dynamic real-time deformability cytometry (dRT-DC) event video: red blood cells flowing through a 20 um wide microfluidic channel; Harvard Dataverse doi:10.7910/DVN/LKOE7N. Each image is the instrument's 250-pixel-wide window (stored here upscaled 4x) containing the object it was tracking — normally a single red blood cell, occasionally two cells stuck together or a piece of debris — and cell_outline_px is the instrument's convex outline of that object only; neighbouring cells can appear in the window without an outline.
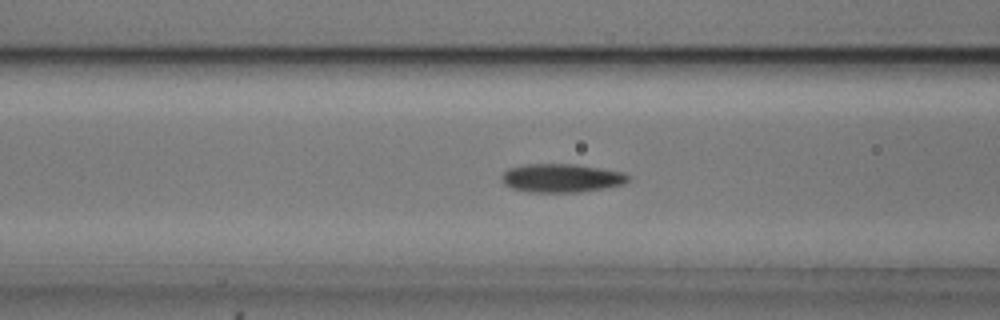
{"species": "common noctule bat (a hibernating species)", "species_latin": "Nyctalus noctula", "temperature_condition": "cold", "stored_images_in_passage": 54, "camera_frame_rate_fps": 3000, "um_per_image_px": 0.085, "animal": {"sex": "male", "body_mass_g": 20.5, "forearm_length_mm": 52.5}, "frame": {"image": 1, "passage_image": 21, "time_ms": 6.667, "image_size_px": [1000, 320], "cell_outline_px": [[628, 180], [624, 184], [580, 192], [528, 192], [512, 188], [504, 184], [500, 176], [508, 168], [524, 164], [576, 164], [624, 172], [628, 176]], "centroid_in_image_um": [47.69, 15.13], "position_along_channel_um": 118.9, "area_um2": 21.04}}
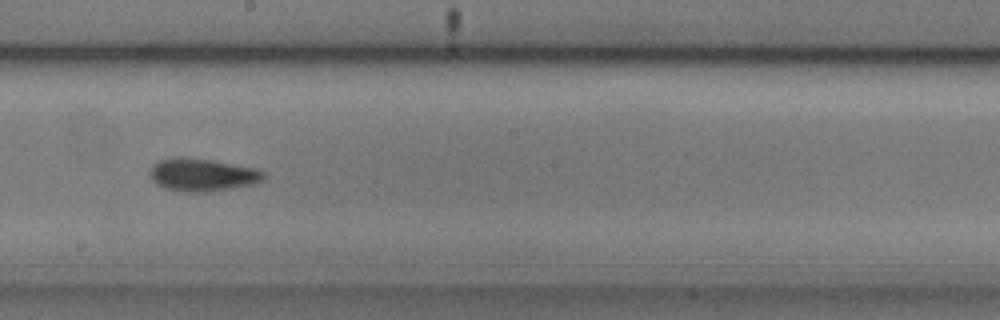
{"frame": {"image": 2, "passage_image": 30, "time_ms": 9.667, "image_size_px": [1000, 320], "cell_outline_px": [[264, 176], [260, 180], [252, 184], [208, 192], [184, 192], [164, 188], [156, 184], [152, 180], [148, 172], [152, 164], [160, 160], [176, 156], [188, 156], [212, 160], [256, 168], [264, 172]], "centroid_in_image_um": [17.12, 14.84], "position_along_channel_um": 231.1, "area_um2": 21.91}}
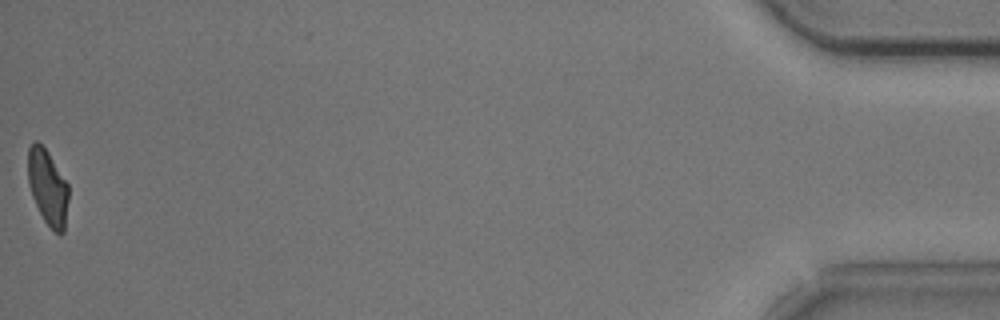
{"frame": {"image": 3, "passage_image": 54, "time_ms": 17.667, "image_size_px": [1000, 320], "cell_outline_px": [[68, 200], [64, 232], [60, 236], [44, 220], [32, 196], [28, 184], [28, 148], [36, 140], [48, 152], [68, 184]], "centroid_in_image_um": [4.06, 15.92], "position_along_channel_um": 431.1, "area_um2": 17.63}, "authors_computed_cell_mechanics": {"area_um2": 19.8254, "velocity_mm_per_s": 3.7295, "shape_relaxation_time_tau1_ms": 4.1069, "shape_relaxation_time_tau2_ms": 5.3088, "deformation_change_tau1": 0.1148, "deformation_change_tau2": 0.094}}